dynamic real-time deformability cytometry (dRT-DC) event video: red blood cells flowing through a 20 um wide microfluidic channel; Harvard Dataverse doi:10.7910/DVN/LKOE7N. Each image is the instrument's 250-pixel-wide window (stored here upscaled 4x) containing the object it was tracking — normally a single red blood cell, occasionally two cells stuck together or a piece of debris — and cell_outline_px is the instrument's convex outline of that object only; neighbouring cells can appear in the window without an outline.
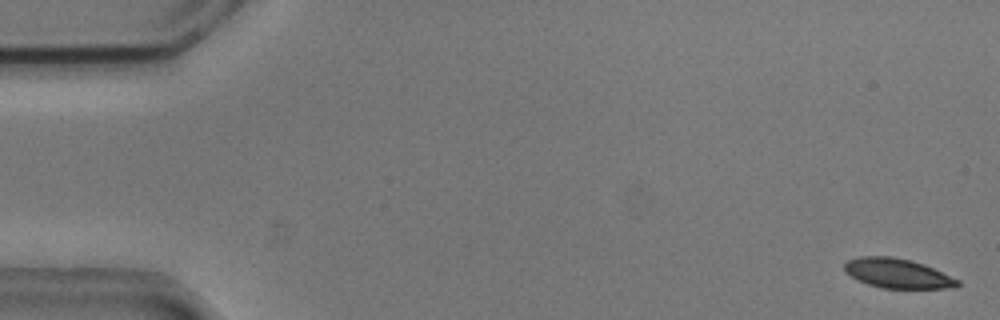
{"species": "common noctule bat (a hibernating species)", "species_latin": "Nyctalus noctula", "temperature_condition": "cold", "stored_images_in_passage": 55, "camera_frame_rate_fps": 3000, "um_per_image_px": 0.085, "animal": {"sex": "male", "body_mass_g": 20.5, "forearm_length_mm": 52.5}, "frame": {"image": 1, "passage_image": 2, "time_ms": 0.333, "image_size_px": [1000, 320], "cell_outline_px": [[960, 284], [956, 288], [884, 288], [868, 284], [844, 272], [844, 264], [848, 260], [860, 256], [892, 256], [912, 260], [924, 264], [960, 280]], "centroid_in_image_um": [76.31, 23.22], "position_along_channel_um": 8.7, "area_um2": 19.48}}
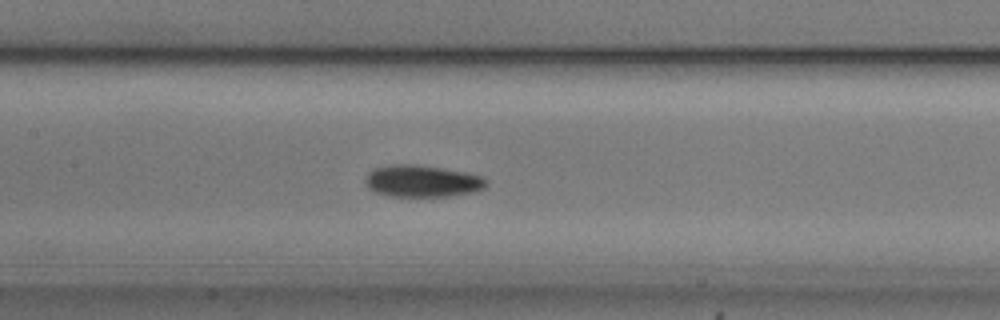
{"frame": {"image": 2, "passage_image": 26, "time_ms": 8.333, "image_size_px": [1000, 320], "cell_outline_px": [[488, 184], [484, 188], [476, 192], [452, 196], [392, 196], [376, 192], [368, 188], [364, 180], [368, 172], [376, 168], [392, 164], [416, 164], [444, 168], [484, 176], [488, 180]], "centroid_in_image_um": [35.93, 15.39], "position_along_channel_um": 171.5, "area_um2": 22.72}}
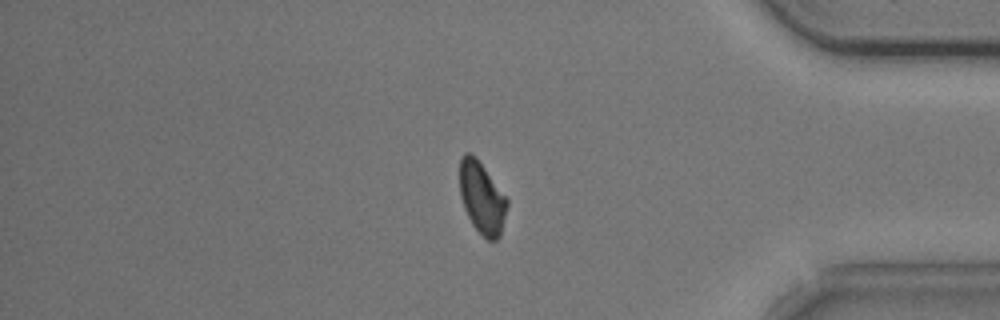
{"frame": {"image": 3, "passage_image": 46, "time_ms": 15.0, "image_size_px": [1000, 320], "cell_outline_px": [[508, 204], [500, 236], [496, 240], [488, 240], [472, 224], [464, 208], [460, 196], [460, 156], [464, 152], [468, 152], [476, 156], [508, 200]], "centroid_in_image_um": [40.95, 16.78], "position_along_channel_um": 394.3, "area_um2": 19.71}, "authors_computed_cell_mechanics": {"area_um2": 20.7502, "velocity_mm_per_s": 3.747, "shape_relaxation_time_tau1_ms": 2.8193, "shape_relaxation_time_tau2_ms": null, "deformation_change_tau1": 0.0997, "deformation_change_tau2": null}}